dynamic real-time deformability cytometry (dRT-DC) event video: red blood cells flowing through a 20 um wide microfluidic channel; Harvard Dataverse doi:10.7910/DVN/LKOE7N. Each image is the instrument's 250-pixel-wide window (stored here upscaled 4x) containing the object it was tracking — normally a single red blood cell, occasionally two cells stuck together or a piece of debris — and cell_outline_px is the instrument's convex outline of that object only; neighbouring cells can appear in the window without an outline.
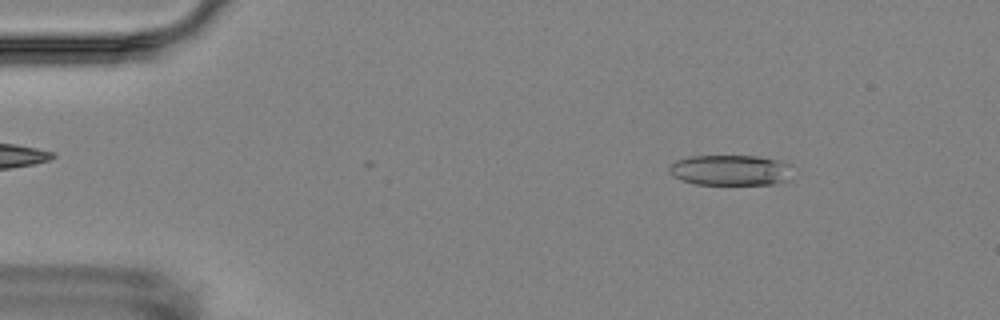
{"species": "Egyptian fruit bat (a non-hibernating species)", "species_latin": "Rousettus aegyptiacus", "temperature_condition": "room temperature", "stored_images_in_passage": 4, "camera_frame_rate_fps": 3000, "um_per_image_px": 0.085, "animal": {"sex": "female"}, "frame": {"image": 1, "passage_image": 1, "time_ms": 0.0, "image_size_px": [1000, 320], "cell_outline_px": [[792, 164], [788, 180], [772, 184], [696, 184], [680, 180], [672, 176], [668, 172], [668, 168], [676, 160], [688, 156], [756, 156], [784, 160]], "centroid_in_image_um": [62.09, 14.45], "position_along_channel_um": 22.9, "area_um2": 22.25}}
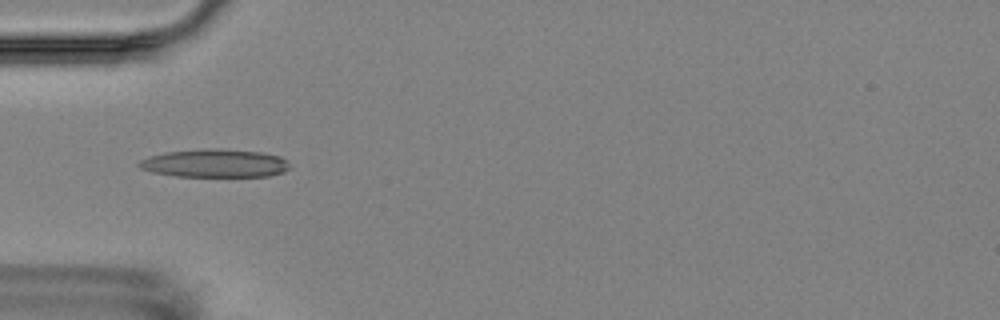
{"frame": {"image": 2, "passage_image": 4, "time_ms": 3.333, "image_size_px": [1000, 320], "cell_outline_px": [[288, 168], [284, 172], [268, 176], [176, 176], [152, 172], [140, 168], [136, 164], [140, 160], [148, 156], [164, 152], [204, 148], [220, 148], [260, 152], [280, 156], [288, 160]], "centroid_in_image_um": [18.23, 13.86], "position_along_channel_um": 66.8, "area_um2": 24.91}}